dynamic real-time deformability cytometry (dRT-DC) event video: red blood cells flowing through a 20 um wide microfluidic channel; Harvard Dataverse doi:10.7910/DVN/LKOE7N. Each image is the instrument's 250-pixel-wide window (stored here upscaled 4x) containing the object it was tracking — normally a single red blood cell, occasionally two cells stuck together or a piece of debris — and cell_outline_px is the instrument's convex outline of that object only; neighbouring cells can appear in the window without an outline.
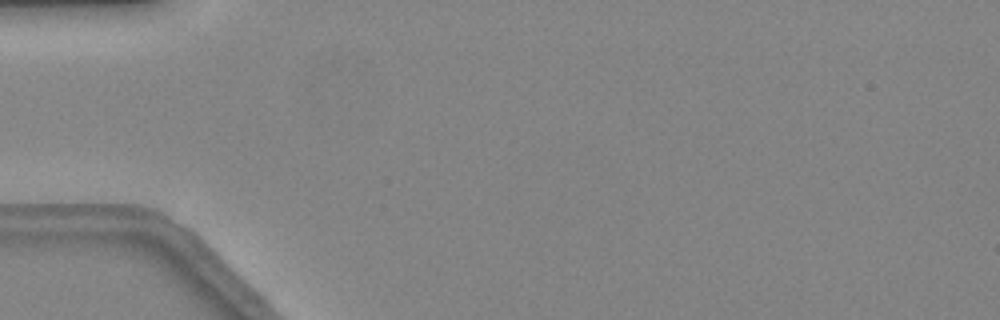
{"species": "common noctule bat (a hibernating species)", "species_latin": "Nyctalus noctula", "temperature_condition": "warm", "stored_images_in_passage": 3, "camera_frame_rate_fps": 3000, "um_per_image_px": 0.085, "animal": {"sex": "female", "body_mass_g": 24.6, "forearm_length_mm": 56.2}, "frame": {"image": 1, "passage_image": 1, "time_ms": 0.0, "image_size_px": [1000, 320], "cell_outline_px": [[184, 260], [180, 260], [76, 232], [76, 228], [140, 228], [156, 232], [176, 244]], "centroid_in_image_um": [11.6, 20.39], "position_along_channel_um": 73.4, "area_um2": 11.39}}